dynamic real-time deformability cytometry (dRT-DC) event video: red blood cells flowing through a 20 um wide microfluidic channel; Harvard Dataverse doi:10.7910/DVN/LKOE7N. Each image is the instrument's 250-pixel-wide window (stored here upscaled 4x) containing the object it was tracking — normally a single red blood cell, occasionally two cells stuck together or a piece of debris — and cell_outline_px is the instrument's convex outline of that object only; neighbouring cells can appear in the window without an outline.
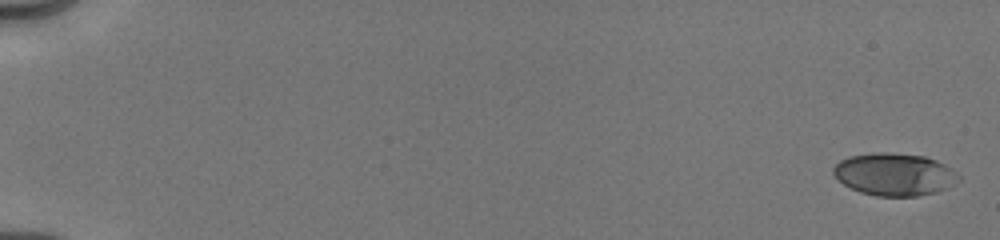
{"species": "human", "species_latin": "Homo sapiens", "temperature_condition": "cold", "stored_images_in_passage": 11, "camera_frame_rate_fps": 3000, "um_per_image_px": 0.085, "donor": {"sex": "male"}, "frame": {"image": 1, "passage_image": 1, "time_ms": 0.0, "image_size_px": [1000, 240], "cell_outline_px": [[960, 180], [948, 188], [936, 192], [916, 196], [876, 196], [860, 192], [844, 184], [832, 172], [832, 168], [840, 160], [848, 156], [872, 152], [884, 152], [924, 156], [936, 160], [952, 168], [960, 176]], "centroid_in_image_um": [76.04, 14.81], "position_along_channel_um": 9.0, "area_um2": 31.1}}
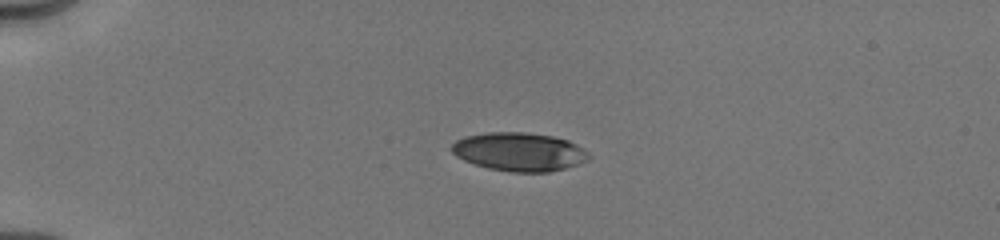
{"frame": {"image": 2, "passage_image": 8, "time_ms": 4.333, "image_size_px": [1000, 240], "cell_outline_px": [[592, 156], [588, 160], [564, 168], [548, 172], [512, 172], [488, 168], [464, 160], [456, 156], [452, 152], [452, 144], [456, 140], [464, 136], [488, 132], [528, 132], [552, 136], [568, 140], [584, 148]], "centroid_in_image_um": [44.15, 12.89], "position_along_channel_um": 40.9, "area_um2": 30.81}}
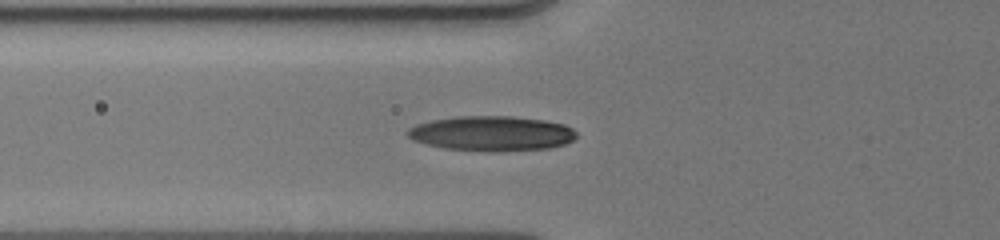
{"frame": {"image": 3, "passage_image": 11, "time_ms": 6.667, "image_size_px": [1000, 240], "cell_outline_px": [[576, 136], [572, 140], [564, 144], [548, 148], [496, 152], [484, 152], [444, 148], [424, 144], [412, 140], [404, 132], [408, 128], [416, 124], [432, 120], [456, 116], [512, 116], [544, 120], [564, 124], [572, 128], [576, 132]], "centroid_in_image_um": [41.74, 11.35], "position_along_channel_um": 84.1, "area_um2": 34.74}}